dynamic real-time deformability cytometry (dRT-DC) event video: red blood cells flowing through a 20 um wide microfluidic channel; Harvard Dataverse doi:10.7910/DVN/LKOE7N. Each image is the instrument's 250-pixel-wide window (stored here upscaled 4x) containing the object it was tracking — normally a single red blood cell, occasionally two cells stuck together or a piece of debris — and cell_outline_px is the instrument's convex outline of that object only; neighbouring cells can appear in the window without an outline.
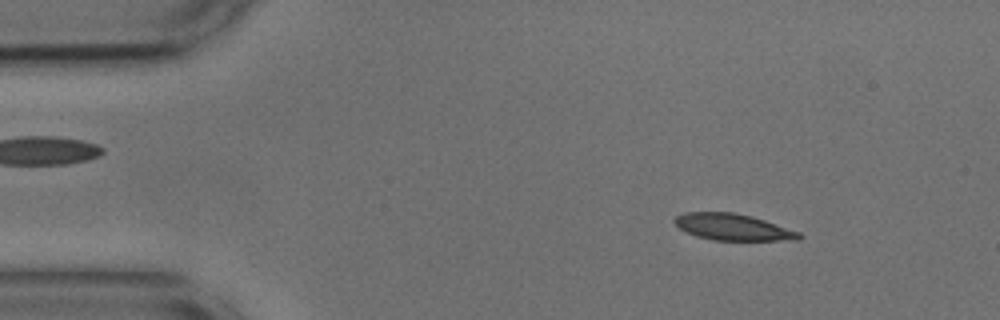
{"species": "common noctule bat (a hibernating species)", "species_latin": "Nyctalus noctula", "temperature_condition": "cold", "stored_images_in_passage": 48, "camera_frame_rate_fps": 3000, "um_per_image_px": 0.085, "animal": {"sex": "male", "body_mass_g": 17.9, "forearm_length_mm": 54.2}, "frame": {"image": 1, "passage_image": 1, "time_ms": 0.0, "image_size_px": [1000, 320], "cell_outline_px": [[804, 236], [800, 240], [712, 240], [696, 236], [680, 228], [672, 220], [676, 216], [684, 212], [732, 212], [752, 216], [800, 232]], "centroid_in_image_um": [62.31, 19.3], "position_along_channel_um": 22.7, "area_um2": 19.19}}
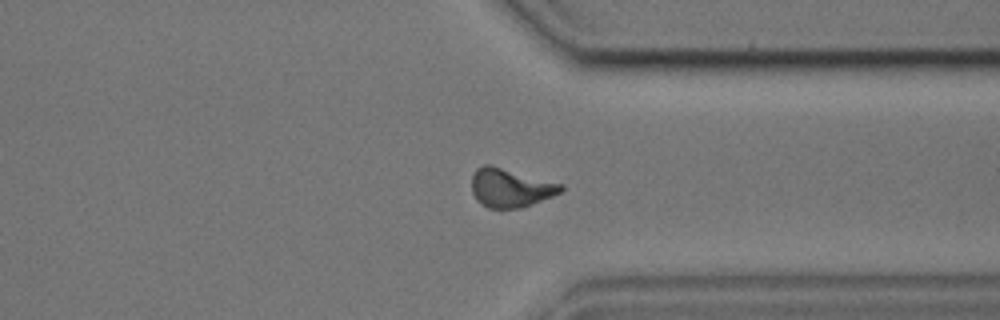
{"frame": {"image": 2, "passage_image": 35, "time_ms": 11.333, "image_size_px": [1000, 320], "cell_outline_px": [[564, 188], [560, 192], [552, 196], [532, 204], [520, 208], [488, 208], [480, 204], [476, 200], [472, 192], [472, 176], [476, 168], [484, 164], [488, 164], [564, 184]], "centroid_in_image_um": [43.36, 15.97], "position_along_channel_um": 368.0, "area_um2": 20.11}}
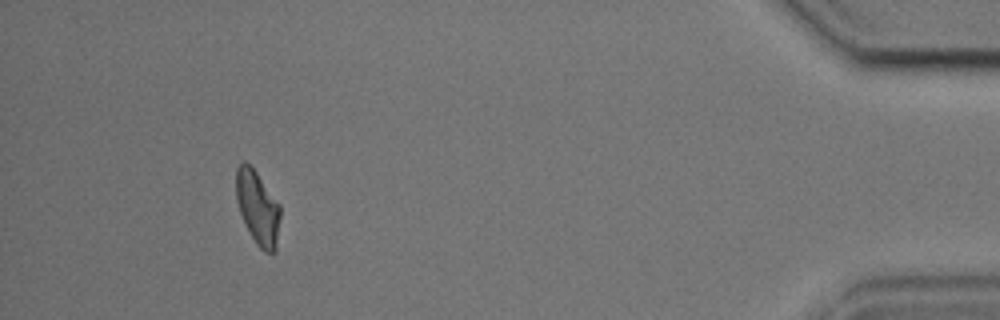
{"frame": {"image": 3, "passage_image": 44, "time_ms": 14.333, "image_size_px": [1000, 320], "cell_outline_px": [[280, 216], [276, 252], [264, 252], [256, 244], [240, 212], [236, 200], [236, 168], [244, 160], [256, 172], [280, 204]], "centroid_in_image_um": [21.91, 17.66], "position_along_channel_um": 413.3, "area_um2": 18.79}, "authors_computed_cell_mechanics": {"area_um2": 19.6809, "velocity_mm_per_s": 3.6455, "shape_relaxation_time_tau1_ms": 3.2251, "shape_relaxation_time_tau2_ms": 2.9924, "deformation_change_tau1": 0.1335, "deformation_change_tau2": 0.1077}}